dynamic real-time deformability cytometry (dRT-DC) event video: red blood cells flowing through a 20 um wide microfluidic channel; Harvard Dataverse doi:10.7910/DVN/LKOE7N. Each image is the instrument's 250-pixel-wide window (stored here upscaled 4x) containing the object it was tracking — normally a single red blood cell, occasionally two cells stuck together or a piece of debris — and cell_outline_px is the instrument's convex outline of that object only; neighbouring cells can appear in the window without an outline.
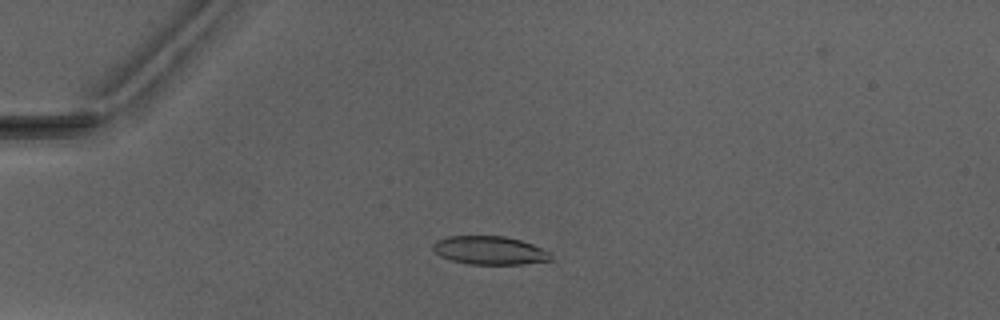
{"species": "Egyptian fruit bat (a non-hibernating species)", "species_latin": "Rousettus aegyptiacus", "temperature_condition": "warm", "stored_images_in_passage": 5, "camera_frame_rate_fps": 3000, "um_per_image_px": 0.085, "animal": {"sex": "male"}, "frame": {"image": 1, "passage_image": 2, "time_ms": 1.0, "image_size_px": [1000, 320], "cell_outline_px": [[552, 260], [524, 264], [472, 264], [452, 260], [440, 256], [432, 248], [432, 244], [436, 240], [448, 236], [504, 236], [520, 240], [544, 248], [552, 252]], "centroid_in_image_um": [41.66, 21.28], "position_along_channel_um": 43.3, "area_um2": 19.59}}
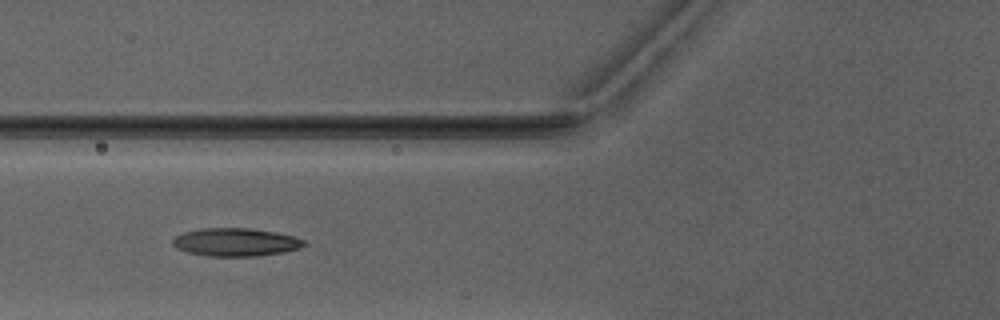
{"frame": {"image": 2, "passage_image": 4, "time_ms": 3.333, "image_size_px": [1000, 320], "cell_outline_px": [[308, 244], [300, 248], [284, 252], [256, 256], [208, 256], [188, 252], [176, 248], [172, 244], [172, 240], [176, 236], [184, 232], [200, 228], [252, 228], [276, 232], [296, 236], [304, 240]], "centroid_in_image_um": [20.06, 20.58], "position_along_channel_um": 105.7, "area_um2": 21.68}}
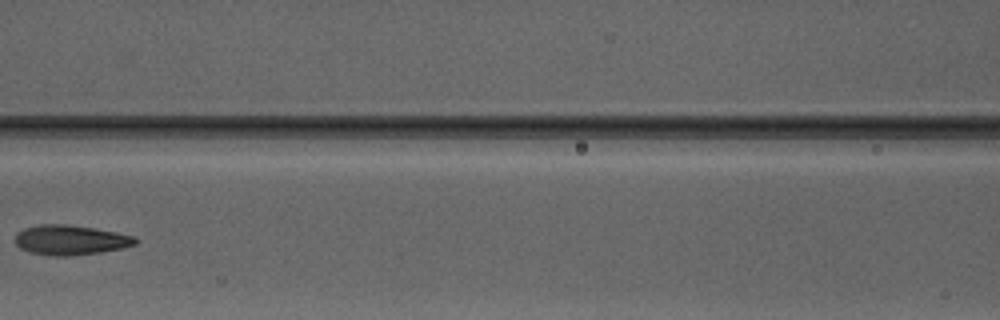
{"frame": {"image": 3, "passage_image": 5, "time_ms": 4.667, "image_size_px": [1000, 320], "cell_outline_px": [[140, 240], [136, 244], [120, 248], [100, 252], [72, 256], [52, 256], [28, 252], [20, 248], [16, 244], [16, 232], [24, 228], [40, 224], [64, 224], [92, 228], [116, 232], [132, 236]], "centroid_in_image_um": [5.96, 20.4], "position_along_channel_um": 160.6, "area_um2": 20.87}}